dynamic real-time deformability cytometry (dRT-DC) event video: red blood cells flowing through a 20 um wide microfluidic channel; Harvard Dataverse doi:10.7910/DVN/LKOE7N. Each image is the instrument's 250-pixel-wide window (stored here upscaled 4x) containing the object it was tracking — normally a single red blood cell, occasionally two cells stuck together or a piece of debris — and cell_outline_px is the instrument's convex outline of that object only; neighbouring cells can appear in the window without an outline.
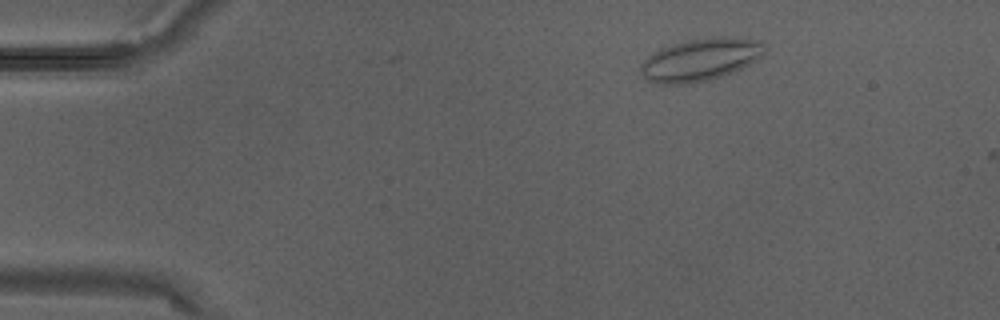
{"species": "Egyptian fruit bat (a non-hibernating species)", "species_latin": "Rousettus aegyptiacus", "temperature_condition": "warm", "stored_images_in_passage": 2, "camera_frame_rate_fps": 3000, "um_per_image_px": 0.085, "animal": {"sex": "male"}, "frame": {"image": 1, "passage_image": 1, "time_ms": 0.0, "image_size_px": [1000, 320], "cell_outline_px": [[768, 48], [756, 60], [732, 72], [708, 80], [688, 84], [656, 84], [648, 80], [640, 72], [640, 64], [648, 56], [664, 48], [676, 44], [692, 40], [720, 36], [764, 40]], "centroid_in_image_um": [59.57, 5.07], "position_along_channel_um": 25.4, "area_um2": 30.35}}